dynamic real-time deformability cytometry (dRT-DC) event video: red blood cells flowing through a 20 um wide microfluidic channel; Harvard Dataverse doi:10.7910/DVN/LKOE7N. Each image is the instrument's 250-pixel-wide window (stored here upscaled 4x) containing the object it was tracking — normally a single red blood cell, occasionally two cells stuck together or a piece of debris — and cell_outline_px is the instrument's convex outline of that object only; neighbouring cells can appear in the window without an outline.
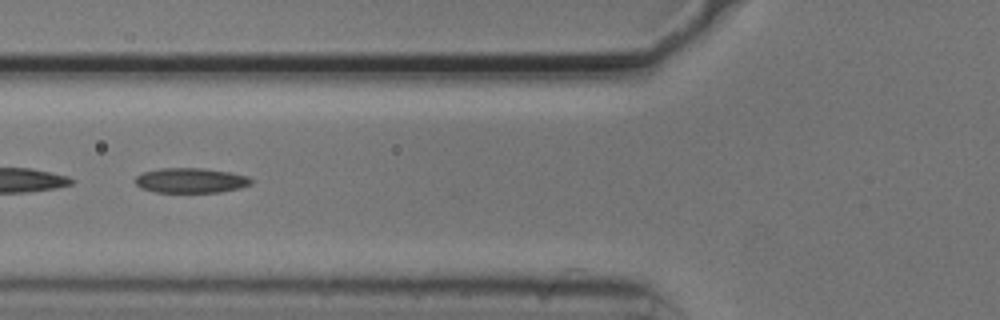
{"species": "common noctule bat (a hibernating species)", "species_latin": "Nyctalus noctula", "temperature_condition": "cold", "stored_images_in_passage": 52, "segment_of_instrument_passage": [2, 2], "camera_frame_rate_fps": 3000, "um_per_image_px": 0.085, "animal": {"sex": "male", "body_mass_g": 20.5, "forearm_length_mm": 52.5}, "frame": {"image": 1, "passage_image": 20, "time_ms": 6.333, "image_size_px": [1000, 320], "cell_outline_px": [[252, 184], [240, 188], [220, 192], [156, 192], [140, 188], [136, 184], [136, 176], [144, 172], [160, 168], [204, 168], [232, 172], [248, 176], [252, 180]], "centroid_in_image_um": [16.24, 15.33], "position_along_channel_um": 109.6, "area_um2": 16.94}}
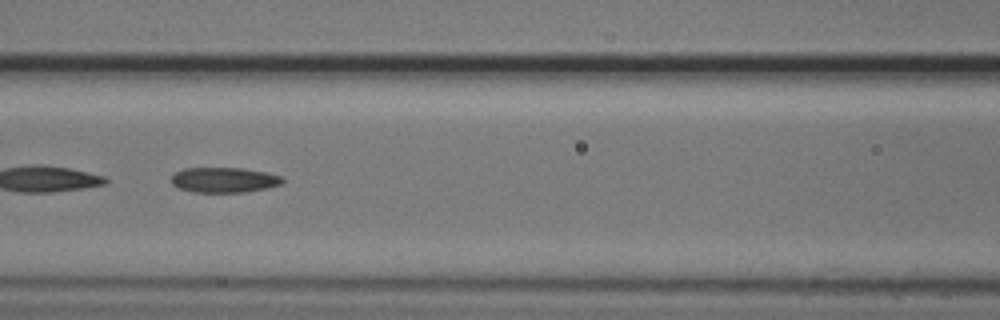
{"frame": {"image": 2, "passage_image": 23, "time_ms": 7.333, "image_size_px": [1000, 320], "cell_outline_px": [[284, 180], [280, 184], [268, 188], [244, 192], [192, 192], [180, 188], [172, 184], [172, 176], [176, 172], [184, 168], [244, 168], [268, 172], [284, 176]], "centroid_in_image_um": [19.09, 15.29], "position_along_channel_um": 147.5, "area_um2": 16.42}}